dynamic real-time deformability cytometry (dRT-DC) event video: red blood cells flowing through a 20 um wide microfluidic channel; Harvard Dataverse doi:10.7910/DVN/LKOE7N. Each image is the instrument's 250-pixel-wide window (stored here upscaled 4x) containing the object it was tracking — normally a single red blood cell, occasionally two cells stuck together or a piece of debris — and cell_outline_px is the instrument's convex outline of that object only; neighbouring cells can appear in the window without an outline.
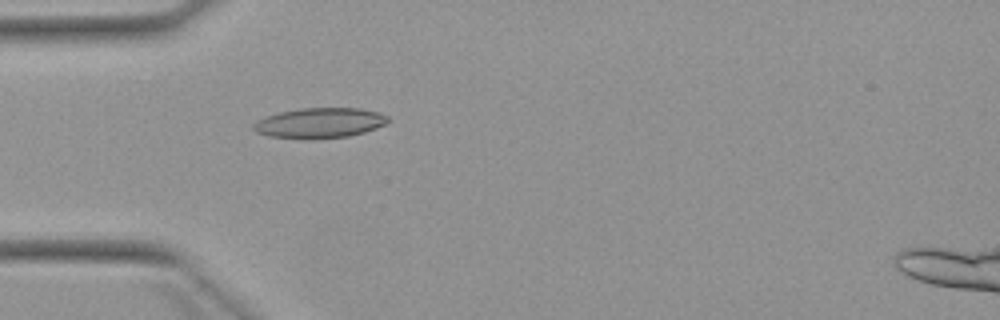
{"species": "Egyptian fruit bat (a non-hibernating species)", "species_latin": "Rousettus aegyptiacus", "temperature_condition": "warm", "stored_images_in_passage": 1, "camera_frame_rate_fps": 3000, "um_per_image_px": 0.085, "animal": {"sex": "female"}, "frame": {"image": 1, "passage_image": 1, "time_ms": 0.0, "image_size_px": [1000, 320], "cell_outline_px": [[392, 120], [376, 128], [364, 132], [348, 136], [312, 140], [304, 140], [268, 136], [256, 132], [252, 128], [252, 124], [256, 120], [264, 116], [280, 112], [300, 108], [360, 108], [380, 112], [388, 116]], "centroid_in_image_um": [27.15, 10.46], "position_along_channel_um": 57.9, "area_um2": 24.22}}